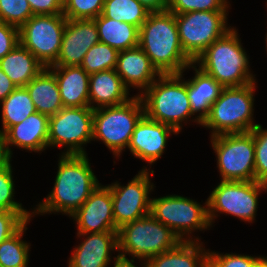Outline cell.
<instances>
[{"label": "cell", "instance_id": "obj_28", "mask_svg": "<svg viewBox=\"0 0 267 267\" xmlns=\"http://www.w3.org/2000/svg\"><path fill=\"white\" fill-rule=\"evenodd\" d=\"M1 122L6 132L11 126L19 124L30 114L37 112L35 105L25 87H17L1 103Z\"/></svg>", "mask_w": 267, "mask_h": 267}, {"label": "cell", "instance_id": "obj_18", "mask_svg": "<svg viewBox=\"0 0 267 267\" xmlns=\"http://www.w3.org/2000/svg\"><path fill=\"white\" fill-rule=\"evenodd\" d=\"M77 236L85 239L74 246L67 261L68 267H108L112 260L111 251L118 252L117 231L77 233Z\"/></svg>", "mask_w": 267, "mask_h": 267}, {"label": "cell", "instance_id": "obj_43", "mask_svg": "<svg viewBox=\"0 0 267 267\" xmlns=\"http://www.w3.org/2000/svg\"><path fill=\"white\" fill-rule=\"evenodd\" d=\"M150 12L165 11L168 8V0H137Z\"/></svg>", "mask_w": 267, "mask_h": 267}, {"label": "cell", "instance_id": "obj_41", "mask_svg": "<svg viewBox=\"0 0 267 267\" xmlns=\"http://www.w3.org/2000/svg\"><path fill=\"white\" fill-rule=\"evenodd\" d=\"M12 155L13 153L9 149L6 133L0 130V170L12 165Z\"/></svg>", "mask_w": 267, "mask_h": 267}, {"label": "cell", "instance_id": "obj_4", "mask_svg": "<svg viewBox=\"0 0 267 267\" xmlns=\"http://www.w3.org/2000/svg\"><path fill=\"white\" fill-rule=\"evenodd\" d=\"M185 71L181 74L160 75L140 95L145 115L173 127L179 134L188 121L199 124L197 120L191 119L193 116L187 96V80L183 78Z\"/></svg>", "mask_w": 267, "mask_h": 267}, {"label": "cell", "instance_id": "obj_24", "mask_svg": "<svg viewBox=\"0 0 267 267\" xmlns=\"http://www.w3.org/2000/svg\"><path fill=\"white\" fill-rule=\"evenodd\" d=\"M202 241H181L174 248L150 257L145 267H208V251Z\"/></svg>", "mask_w": 267, "mask_h": 267}, {"label": "cell", "instance_id": "obj_13", "mask_svg": "<svg viewBox=\"0 0 267 267\" xmlns=\"http://www.w3.org/2000/svg\"><path fill=\"white\" fill-rule=\"evenodd\" d=\"M66 22L63 14L33 15L19 28V43L49 67L59 56Z\"/></svg>", "mask_w": 267, "mask_h": 267}, {"label": "cell", "instance_id": "obj_16", "mask_svg": "<svg viewBox=\"0 0 267 267\" xmlns=\"http://www.w3.org/2000/svg\"><path fill=\"white\" fill-rule=\"evenodd\" d=\"M99 42L94 19H67L59 56L51 66H80L87 51Z\"/></svg>", "mask_w": 267, "mask_h": 267}, {"label": "cell", "instance_id": "obj_22", "mask_svg": "<svg viewBox=\"0 0 267 267\" xmlns=\"http://www.w3.org/2000/svg\"><path fill=\"white\" fill-rule=\"evenodd\" d=\"M129 95V89L115 69L90 74L89 107L93 110L125 103L132 98Z\"/></svg>", "mask_w": 267, "mask_h": 267}, {"label": "cell", "instance_id": "obj_9", "mask_svg": "<svg viewBox=\"0 0 267 267\" xmlns=\"http://www.w3.org/2000/svg\"><path fill=\"white\" fill-rule=\"evenodd\" d=\"M262 191H267V184L257 181L221 180L207 198L211 227L219 213L253 223L258 211V196Z\"/></svg>", "mask_w": 267, "mask_h": 267}, {"label": "cell", "instance_id": "obj_26", "mask_svg": "<svg viewBox=\"0 0 267 267\" xmlns=\"http://www.w3.org/2000/svg\"><path fill=\"white\" fill-rule=\"evenodd\" d=\"M0 68L17 87H25L45 66L18 43L11 52L0 59Z\"/></svg>", "mask_w": 267, "mask_h": 267}, {"label": "cell", "instance_id": "obj_34", "mask_svg": "<svg viewBox=\"0 0 267 267\" xmlns=\"http://www.w3.org/2000/svg\"><path fill=\"white\" fill-rule=\"evenodd\" d=\"M105 0H66L63 15L68 20L95 19L103 10Z\"/></svg>", "mask_w": 267, "mask_h": 267}, {"label": "cell", "instance_id": "obj_31", "mask_svg": "<svg viewBox=\"0 0 267 267\" xmlns=\"http://www.w3.org/2000/svg\"><path fill=\"white\" fill-rule=\"evenodd\" d=\"M119 51L104 43L93 45L80 65L89 75L104 70L115 69Z\"/></svg>", "mask_w": 267, "mask_h": 267}, {"label": "cell", "instance_id": "obj_1", "mask_svg": "<svg viewBox=\"0 0 267 267\" xmlns=\"http://www.w3.org/2000/svg\"><path fill=\"white\" fill-rule=\"evenodd\" d=\"M87 155H59L54 186L33 216L62 213L70 216L89 198L99 183Z\"/></svg>", "mask_w": 267, "mask_h": 267}, {"label": "cell", "instance_id": "obj_37", "mask_svg": "<svg viewBox=\"0 0 267 267\" xmlns=\"http://www.w3.org/2000/svg\"><path fill=\"white\" fill-rule=\"evenodd\" d=\"M32 217L33 211H1L0 244L15 234Z\"/></svg>", "mask_w": 267, "mask_h": 267}, {"label": "cell", "instance_id": "obj_32", "mask_svg": "<svg viewBox=\"0 0 267 267\" xmlns=\"http://www.w3.org/2000/svg\"><path fill=\"white\" fill-rule=\"evenodd\" d=\"M228 0H168L167 10L174 14H183L191 11L228 12Z\"/></svg>", "mask_w": 267, "mask_h": 267}, {"label": "cell", "instance_id": "obj_36", "mask_svg": "<svg viewBox=\"0 0 267 267\" xmlns=\"http://www.w3.org/2000/svg\"><path fill=\"white\" fill-rule=\"evenodd\" d=\"M12 165L0 170V212L1 211H28L22 203L15 201V184Z\"/></svg>", "mask_w": 267, "mask_h": 267}, {"label": "cell", "instance_id": "obj_5", "mask_svg": "<svg viewBox=\"0 0 267 267\" xmlns=\"http://www.w3.org/2000/svg\"><path fill=\"white\" fill-rule=\"evenodd\" d=\"M257 82L241 87H224L212 104L202 127L211 131L210 137L250 132L254 123V101Z\"/></svg>", "mask_w": 267, "mask_h": 267}, {"label": "cell", "instance_id": "obj_2", "mask_svg": "<svg viewBox=\"0 0 267 267\" xmlns=\"http://www.w3.org/2000/svg\"><path fill=\"white\" fill-rule=\"evenodd\" d=\"M161 75L181 74L193 61L179 40L175 14L169 10L150 12L139 28V45Z\"/></svg>", "mask_w": 267, "mask_h": 267}, {"label": "cell", "instance_id": "obj_39", "mask_svg": "<svg viewBox=\"0 0 267 267\" xmlns=\"http://www.w3.org/2000/svg\"><path fill=\"white\" fill-rule=\"evenodd\" d=\"M19 43V28L0 21V59Z\"/></svg>", "mask_w": 267, "mask_h": 267}, {"label": "cell", "instance_id": "obj_46", "mask_svg": "<svg viewBox=\"0 0 267 267\" xmlns=\"http://www.w3.org/2000/svg\"><path fill=\"white\" fill-rule=\"evenodd\" d=\"M265 42H266V52H267V33H266V39H265Z\"/></svg>", "mask_w": 267, "mask_h": 267}, {"label": "cell", "instance_id": "obj_21", "mask_svg": "<svg viewBox=\"0 0 267 267\" xmlns=\"http://www.w3.org/2000/svg\"><path fill=\"white\" fill-rule=\"evenodd\" d=\"M48 125L49 117L35 112L19 124L11 126L5 132L11 153L13 152L10 148L12 146L42 153L48 148Z\"/></svg>", "mask_w": 267, "mask_h": 267}, {"label": "cell", "instance_id": "obj_10", "mask_svg": "<svg viewBox=\"0 0 267 267\" xmlns=\"http://www.w3.org/2000/svg\"><path fill=\"white\" fill-rule=\"evenodd\" d=\"M210 138L221 180L255 181V145L252 131Z\"/></svg>", "mask_w": 267, "mask_h": 267}, {"label": "cell", "instance_id": "obj_35", "mask_svg": "<svg viewBox=\"0 0 267 267\" xmlns=\"http://www.w3.org/2000/svg\"><path fill=\"white\" fill-rule=\"evenodd\" d=\"M251 131L255 145V181L267 184V129L258 124Z\"/></svg>", "mask_w": 267, "mask_h": 267}, {"label": "cell", "instance_id": "obj_33", "mask_svg": "<svg viewBox=\"0 0 267 267\" xmlns=\"http://www.w3.org/2000/svg\"><path fill=\"white\" fill-rule=\"evenodd\" d=\"M34 14L27 0H0V21L20 28Z\"/></svg>", "mask_w": 267, "mask_h": 267}, {"label": "cell", "instance_id": "obj_11", "mask_svg": "<svg viewBox=\"0 0 267 267\" xmlns=\"http://www.w3.org/2000/svg\"><path fill=\"white\" fill-rule=\"evenodd\" d=\"M93 115L94 110L85 106L63 107L50 116L48 147L65 148L61 155H88L84 145L93 139Z\"/></svg>", "mask_w": 267, "mask_h": 267}, {"label": "cell", "instance_id": "obj_27", "mask_svg": "<svg viewBox=\"0 0 267 267\" xmlns=\"http://www.w3.org/2000/svg\"><path fill=\"white\" fill-rule=\"evenodd\" d=\"M99 40L118 51L139 45V28L126 22H118L101 14L96 17Z\"/></svg>", "mask_w": 267, "mask_h": 267}, {"label": "cell", "instance_id": "obj_12", "mask_svg": "<svg viewBox=\"0 0 267 267\" xmlns=\"http://www.w3.org/2000/svg\"><path fill=\"white\" fill-rule=\"evenodd\" d=\"M229 12L191 11L175 14L180 44L194 62L215 40L232 27L228 26Z\"/></svg>", "mask_w": 267, "mask_h": 267}, {"label": "cell", "instance_id": "obj_15", "mask_svg": "<svg viewBox=\"0 0 267 267\" xmlns=\"http://www.w3.org/2000/svg\"><path fill=\"white\" fill-rule=\"evenodd\" d=\"M70 217L77 224V233L118 231L115 228L112 195L108 185L99 184Z\"/></svg>", "mask_w": 267, "mask_h": 267}, {"label": "cell", "instance_id": "obj_25", "mask_svg": "<svg viewBox=\"0 0 267 267\" xmlns=\"http://www.w3.org/2000/svg\"><path fill=\"white\" fill-rule=\"evenodd\" d=\"M25 88L37 112L41 114L50 117L64 107L55 75L47 67L33 78Z\"/></svg>", "mask_w": 267, "mask_h": 267}, {"label": "cell", "instance_id": "obj_7", "mask_svg": "<svg viewBox=\"0 0 267 267\" xmlns=\"http://www.w3.org/2000/svg\"><path fill=\"white\" fill-rule=\"evenodd\" d=\"M144 115V104L138 94L120 105L94 109L92 141H102L118 159Z\"/></svg>", "mask_w": 267, "mask_h": 267}, {"label": "cell", "instance_id": "obj_29", "mask_svg": "<svg viewBox=\"0 0 267 267\" xmlns=\"http://www.w3.org/2000/svg\"><path fill=\"white\" fill-rule=\"evenodd\" d=\"M150 11L137 0H105L101 15L140 28Z\"/></svg>", "mask_w": 267, "mask_h": 267}, {"label": "cell", "instance_id": "obj_14", "mask_svg": "<svg viewBox=\"0 0 267 267\" xmlns=\"http://www.w3.org/2000/svg\"><path fill=\"white\" fill-rule=\"evenodd\" d=\"M151 174V175H150ZM150 176H154V170L143 167L126 186L119 181L108 184L112 195V209L115 228L118 230L126 223L133 222L150 214V193L154 190V184Z\"/></svg>", "mask_w": 267, "mask_h": 267}, {"label": "cell", "instance_id": "obj_20", "mask_svg": "<svg viewBox=\"0 0 267 267\" xmlns=\"http://www.w3.org/2000/svg\"><path fill=\"white\" fill-rule=\"evenodd\" d=\"M192 62L185 70L192 68L194 77L187 80V96L190 102L192 116L199 125L207 118L212 104L219 98L224 88L211 75L204 72ZM197 114V115H196Z\"/></svg>", "mask_w": 267, "mask_h": 267}, {"label": "cell", "instance_id": "obj_47", "mask_svg": "<svg viewBox=\"0 0 267 267\" xmlns=\"http://www.w3.org/2000/svg\"><path fill=\"white\" fill-rule=\"evenodd\" d=\"M62 4H64V2L66 1V0H59Z\"/></svg>", "mask_w": 267, "mask_h": 267}, {"label": "cell", "instance_id": "obj_30", "mask_svg": "<svg viewBox=\"0 0 267 267\" xmlns=\"http://www.w3.org/2000/svg\"><path fill=\"white\" fill-rule=\"evenodd\" d=\"M29 222L0 244V264L3 267H28L31 245L22 238Z\"/></svg>", "mask_w": 267, "mask_h": 267}, {"label": "cell", "instance_id": "obj_44", "mask_svg": "<svg viewBox=\"0 0 267 267\" xmlns=\"http://www.w3.org/2000/svg\"><path fill=\"white\" fill-rule=\"evenodd\" d=\"M113 262H114V266L113 267H138L137 265H135V261H124V260H120L119 255L113 256ZM143 265V266H142ZM142 267H145L144 263L142 262L141 264Z\"/></svg>", "mask_w": 267, "mask_h": 267}, {"label": "cell", "instance_id": "obj_23", "mask_svg": "<svg viewBox=\"0 0 267 267\" xmlns=\"http://www.w3.org/2000/svg\"><path fill=\"white\" fill-rule=\"evenodd\" d=\"M57 80L64 107L89 106L90 75L81 66L47 67Z\"/></svg>", "mask_w": 267, "mask_h": 267}, {"label": "cell", "instance_id": "obj_45", "mask_svg": "<svg viewBox=\"0 0 267 267\" xmlns=\"http://www.w3.org/2000/svg\"><path fill=\"white\" fill-rule=\"evenodd\" d=\"M252 267H267V256H260L253 264Z\"/></svg>", "mask_w": 267, "mask_h": 267}, {"label": "cell", "instance_id": "obj_17", "mask_svg": "<svg viewBox=\"0 0 267 267\" xmlns=\"http://www.w3.org/2000/svg\"><path fill=\"white\" fill-rule=\"evenodd\" d=\"M179 133L171 126L149 119L144 115L132 133L127 149L132 155L146 161L151 168L165 152L170 135Z\"/></svg>", "mask_w": 267, "mask_h": 267}, {"label": "cell", "instance_id": "obj_40", "mask_svg": "<svg viewBox=\"0 0 267 267\" xmlns=\"http://www.w3.org/2000/svg\"><path fill=\"white\" fill-rule=\"evenodd\" d=\"M34 15L63 14V4L59 0H27Z\"/></svg>", "mask_w": 267, "mask_h": 267}, {"label": "cell", "instance_id": "obj_38", "mask_svg": "<svg viewBox=\"0 0 267 267\" xmlns=\"http://www.w3.org/2000/svg\"><path fill=\"white\" fill-rule=\"evenodd\" d=\"M260 256L208 251V267H252Z\"/></svg>", "mask_w": 267, "mask_h": 267}, {"label": "cell", "instance_id": "obj_19", "mask_svg": "<svg viewBox=\"0 0 267 267\" xmlns=\"http://www.w3.org/2000/svg\"><path fill=\"white\" fill-rule=\"evenodd\" d=\"M115 71L129 90L138 89V95L161 75L139 46L119 51Z\"/></svg>", "mask_w": 267, "mask_h": 267}, {"label": "cell", "instance_id": "obj_8", "mask_svg": "<svg viewBox=\"0 0 267 267\" xmlns=\"http://www.w3.org/2000/svg\"><path fill=\"white\" fill-rule=\"evenodd\" d=\"M150 214L168 226L181 241H201L192 233L211 228L207 200L203 206L193 199L175 194L151 198Z\"/></svg>", "mask_w": 267, "mask_h": 267}, {"label": "cell", "instance_id": "obj_42", "mask_svg": "<svg viewBox=\"0 0 267 267\" xmlns=\"http://www.w3.org/2000/svg\"><path fill=\"white\" fill-rule=\"evenodd\" d=\"M16 88L17 86L0 68V103Z\"/></svg>", "mask_w": 267, "mask_h": 267}, {"label": "cell", "instance_id": "obj_3", "mask_svg": "<svg viewBox=\"0 0 267 267\" xmlns=\"http://www.w3.org/2000/svg\"><path fill=\"white\" fill-rule=\"evenodd\" d=\"M237 30L232 27L194 61L223 87H241L256 81Z\"/></svg>", "mask_w": 267, "mask_h": 267}, {"label": "cell", "instance_id": "obj_6", "mask_svg": "<svg viewBox=\"0 0 267 267\" xmlns=\"http://www.w3.org/2000/svg\"><path fill=\"white\" fill-rule=\"evenodd\" d=\"M120 260L145 263L150 257L174 248L181 240L166 225L148 214L121 226L117 231ZM133 257L131 260L127 255Z\"/></svg>", "mask_w": 267, "mask_h": 267}]
</instances>
